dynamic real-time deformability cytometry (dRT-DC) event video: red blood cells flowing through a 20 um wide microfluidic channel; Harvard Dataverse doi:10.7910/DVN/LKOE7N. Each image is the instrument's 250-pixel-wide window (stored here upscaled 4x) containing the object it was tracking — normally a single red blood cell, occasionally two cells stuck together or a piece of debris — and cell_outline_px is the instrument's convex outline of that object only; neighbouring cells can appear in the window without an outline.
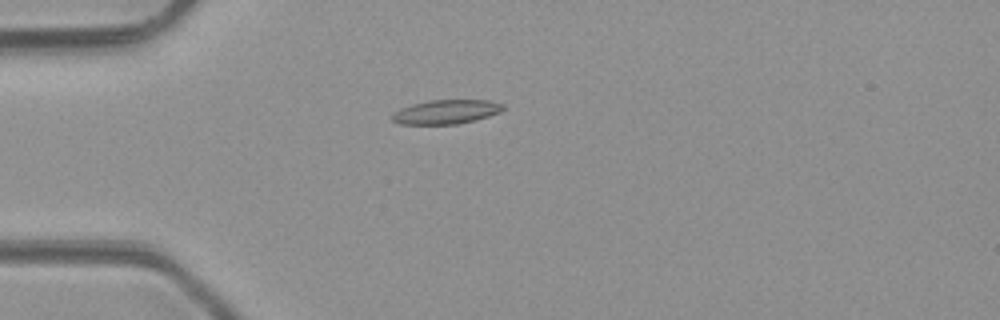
{"species": "common noctule bat (a hibernating species)", "species_latin": "Nyctalus noctula", "temperature_condition": "room temperature", "stored_images_in_passage": 4, "camera_frame_rate_fps": 3000, "um_per_image_px": 0.085, "animal": {"sex": "male", "body_mass_g": 23.1, "forearm_length_mm": 52.7}, "frame": {"image": 1, "passage_image": 4, "time_ms": 4.333, "image_size_px": [1000, 320], "cell_outline_px": [[504, 108], [500, 112], [488, 116], [456, 124], [400, 124], [392, 120], [392, 112], [400, 108], [412, 104], [428, 100], [488, 100], [504, 104]], "centroid_in_image_um": [37.89, 9.5], "position_along_channel_um": 47.1, "area_um2": 15.55}}